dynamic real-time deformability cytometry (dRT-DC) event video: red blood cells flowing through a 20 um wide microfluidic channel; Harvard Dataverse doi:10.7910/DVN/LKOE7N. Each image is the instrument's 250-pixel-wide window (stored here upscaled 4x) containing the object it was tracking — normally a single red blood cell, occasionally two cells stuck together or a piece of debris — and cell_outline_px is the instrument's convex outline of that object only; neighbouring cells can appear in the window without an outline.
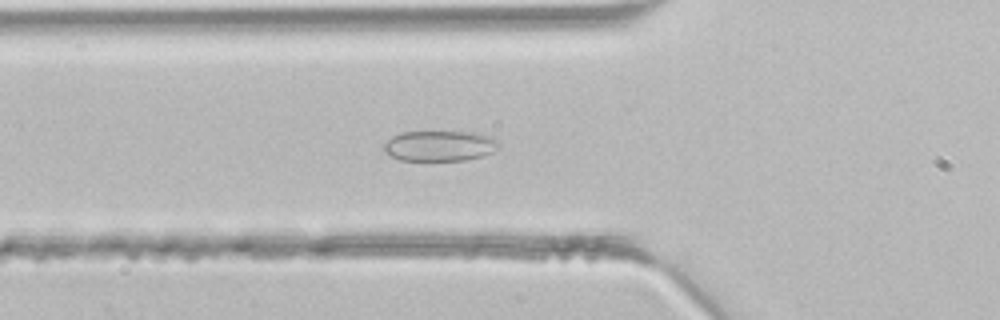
{"species": "common noctule bat (a hibernating species)", "species_latin": "Nyctalus noctula", "temperature_condition": "room temperature", "stored_images_in_passage": 42, "segment_of_instrument_passage": [1, 2], "camera_frame_rate_fps": 3000, "um_per_image_px": 0.085, "animal": {"sex": "male", "body_mass_g": 21.5, "forearm_length_mm": 52.0}, "frame": {"image": 1, "passage_image": 14, "time_ms": 4.333, "image_size_px": [1000, 320], "cell_outline_px": [[500, 148], [492, 152], [480, 156], [464, 160], [400, 160], [384, 152], [384, 144], [392, 136], [400, 132], [472, 132], [496, 136], [500, 140]], "centroid_in_image_um": [37.43, 12.38], "position_along_channel_um": 88.4, "area_um2": 20.58}}
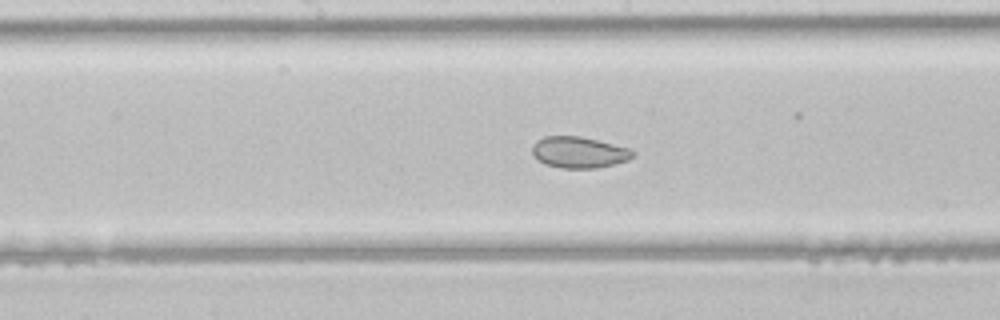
{"frame": {"image": 2, "passage_image": 21, "time_ms": 6.667, "image_size_px": [1000, 320], "cell_outline_px": [[636, 156], [628, 160], [596, 168], [560, 168], [544, 164], [532, 152], [532, 144], [536, 140], [544, 136], [580, 136], [628, 148], [636, 152]], "centroid_in_image_um": [49.21, 12.94], "position_along_channel_um": 199.0, "area_um2": 18.26}}
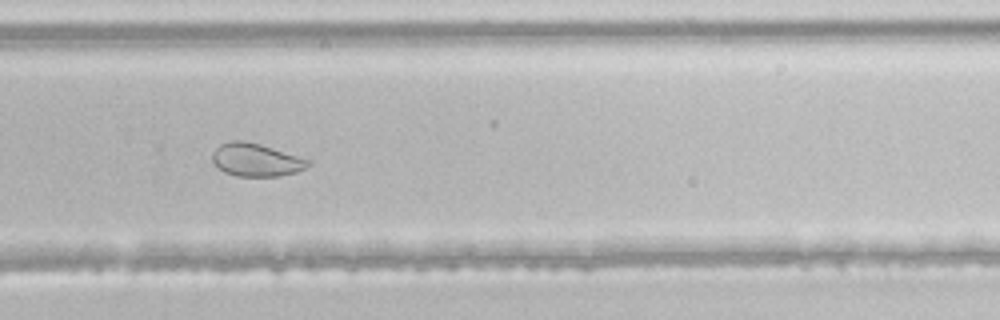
{"frame": {"image": 3, "passage_image": 28, "time_ms": 9.0, "image_size_px": [1000, 320], "cell_outline_px": [[312, 164], [296, 172], [280, 176], [236, 176], [224, 172], [212, 160], [212, 152], [220, 144], [232, 140], [244, 140], [260, 144], [312, 160]], "centroid_in_image_um": [21.78, 13.58], "position_along_channel_um": 308.0, "area_um2": 18.44}}